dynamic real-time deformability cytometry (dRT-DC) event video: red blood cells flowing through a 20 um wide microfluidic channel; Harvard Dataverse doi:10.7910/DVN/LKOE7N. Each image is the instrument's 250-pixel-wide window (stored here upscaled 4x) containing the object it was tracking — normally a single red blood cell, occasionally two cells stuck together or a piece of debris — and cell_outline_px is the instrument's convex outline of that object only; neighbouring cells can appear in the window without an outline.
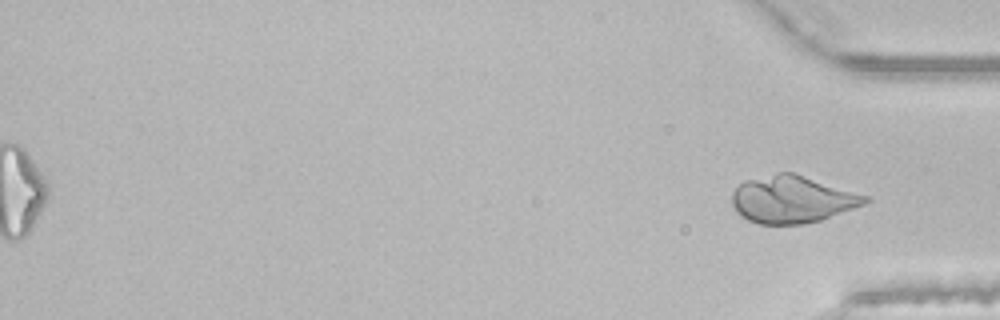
{"species": "common noctule bat (a hibernating species)", "species_latin": "Nyctalus noctula", "temperature_condition": "room temperature", "stored_images_in_passage": 50, "segment_of_instrument_passage": [2, 2], "camera_frame_rate_fps": 3000, "um_per_image_px": 0.085, "animal": {"sex": "male", "body_mass_g": 21.5, "forearm_length_mm": 52.0}, "frame": {"image": 1, "passage_image": 50, "time_ms": 16.333, "image_size_px": [1000, 320], "cell_outline_px": [[872, 200], [864, 204], [820, 220], [804, 224], [756, 224], [740, 216], [732, 208], [732, 192], [744, 180], [776, 172], [796, 172], [872, 196]], "centroid_in_image_um": [67.36, 16.92], "position_along_channel_um": 367.8, "area_um2": 37.4}}